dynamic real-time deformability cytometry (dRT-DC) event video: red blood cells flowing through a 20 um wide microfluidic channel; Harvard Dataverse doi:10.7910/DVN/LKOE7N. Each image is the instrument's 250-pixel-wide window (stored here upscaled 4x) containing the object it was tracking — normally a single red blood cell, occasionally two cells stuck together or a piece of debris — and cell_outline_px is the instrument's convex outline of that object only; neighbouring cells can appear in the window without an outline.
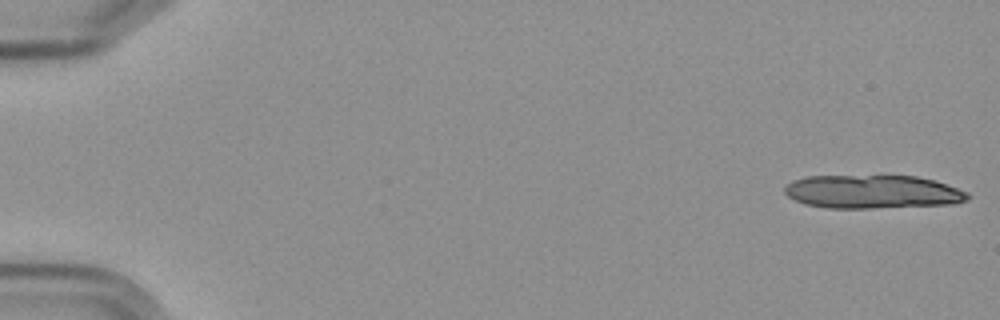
{"species": "Egyptian fruit bat (a non-hibernating species)", "species_latin": "Rousettus aegyptiacus", "temperature_condition": "cold", "stored_images_in_passage": 7, "camera_frame_rate_fps": 3000, "um_per_image_px": 0.085, "frame": {"image": 1, "passage_image": 1, "time_ms": 0.0, "image_size_px": [1000, 320], "cell_outline_px": [[972, 196], [968, 200], [956, 204], [872, 208], [828, 208], [804, 204], [788, 196], [784, 192], [784, 188], [792, 180], [804, 176], [916, 176], [932, 180], [968, 192]], "centroid_in_image_um": [74.17, 16.31], "position_along_channel_um": 10.8, "area_um2": 35.78}}
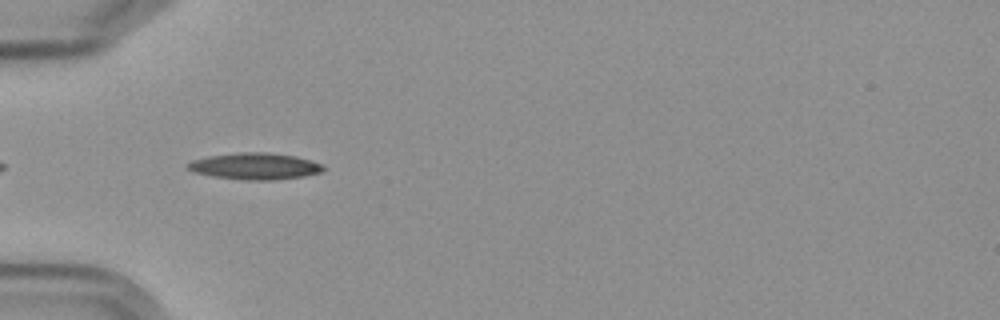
{"frame": {"image": 2, "passage_image": 6, "time_ms": 6.0, "image_size_px": [1000, 320], "cell_outline_px": [[324, 168], [320, 172], [304, 176], [272, 180], [248, 180], [212, 176], [192, 172], [184, 168], [184, 164], [192, 160], [208, 156], [240, 152], [268, 152], [296, 156], [312, 160], [324, 164]], "centroid_in_image_um": [21.63, 14.12], "position_along_channel_um": 63.4, "area_um2": 21.21}}
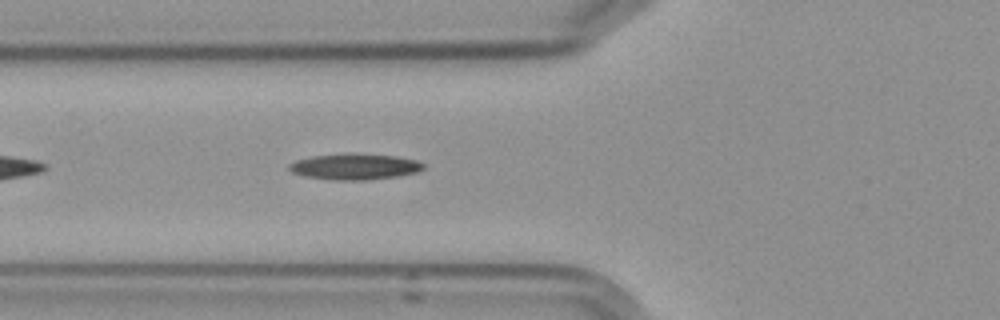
{"frame": {"image": 3, "passage_image": 7, "time_ms": 7.0, "image_size_px": [1000, 320], "cell_outline_px": [[424, 168], [416, 172], [396, 176], [364, 180], [336, 180], [304, 176], [292, 172], [288, 168], [288, 164], [296, 160], [312, 156], [396, 156], [416, 160], [424, 164]], "centroid_in_image_um": [30.13, 14.21], "position_along_channel_um": 95.7, "area_um2": 19.19}}